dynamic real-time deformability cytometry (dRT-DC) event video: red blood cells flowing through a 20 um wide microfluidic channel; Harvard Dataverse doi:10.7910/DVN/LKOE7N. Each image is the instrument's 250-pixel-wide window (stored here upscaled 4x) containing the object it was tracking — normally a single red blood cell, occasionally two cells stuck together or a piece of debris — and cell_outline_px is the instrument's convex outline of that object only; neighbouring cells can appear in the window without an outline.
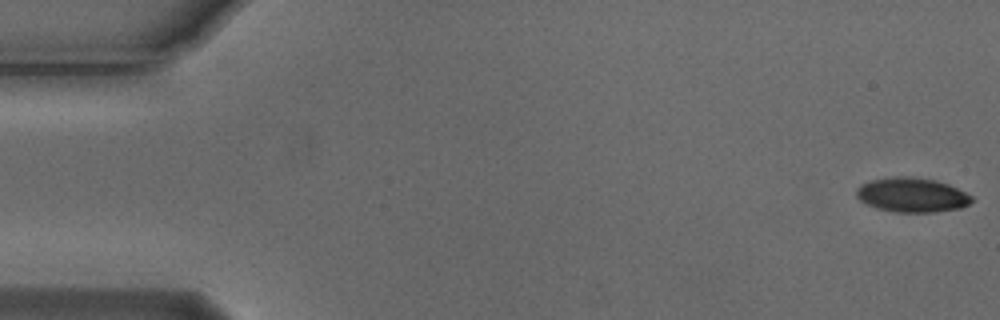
{"species": "Egyptian fruit bat (a non-hibernating species)", "species_latin": "Rousettus aegyptiacus", "temperature_condition": "cold", "stored_images_in_passage": 33, "camera_frame_rate_fps": 3000, "um_per_image_px": 0.085, "animal": {"sex": "male"}, "frame": {"image": 1, "passage_image": 1, "time_ms": 0.0, "image_size_px": [1000, 320], "cell_outline_px": [[972, 200], [968, 204], [960, 208], [932, 212], [892, 212], [876, 208], [860, 200], [856, 196], [856, 188], [860, 184], [872, 180], [896, 176], [908, 176], [936, 180], [948, 184], [972, 196]], "centroid_in_image_um": [77.48, 16.57], "position_along_channel_um": 7.5, "area_um2": 23.06}}
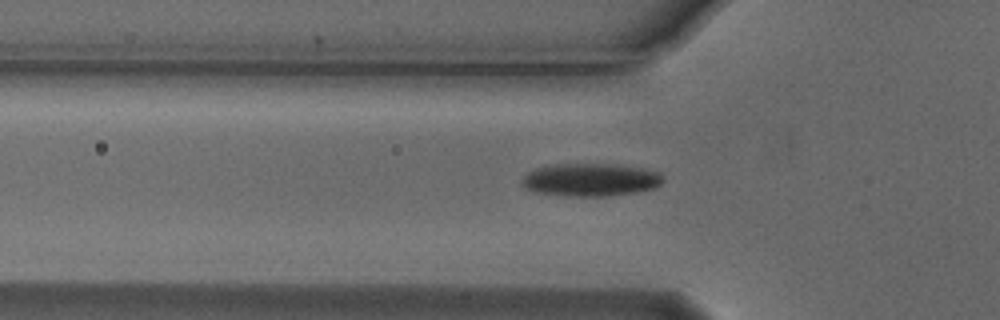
{"frame": {"image": 2, "passage_image": 18, "time_ms": 5.667, "image_size_px": [1000, 320], "cell_outline_px": [[664, 180], [656, 188], [636, 192], [612, 196], [564, 196], [532, 192], [524, 188], [520, 184], [520, 180], [528, 172], [536, 168], [556, 164], [608, 164], [644, 168], [660, 172], [664, 176]], "centroid_in_image_um": [50.19, 15.29], "position_along_channel_um": 75.6, "area_um2": 27.46}}
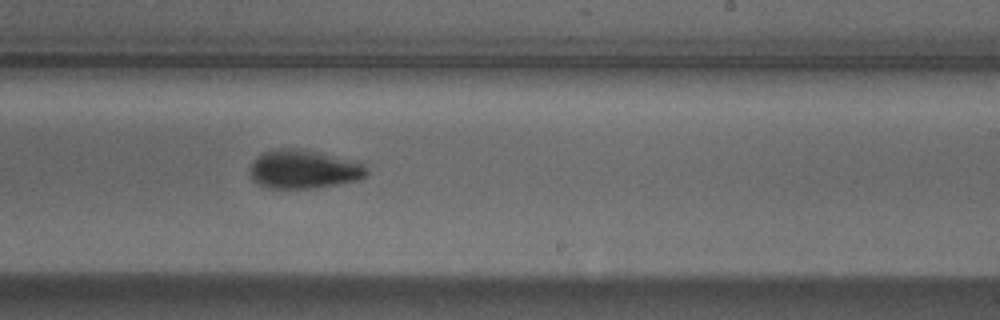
{"frame": {"image": 3, "passage_image": 33, "time_ms": 10.667, "image_size_px": [1000, 320], "cell_outline_px": [[368, 176], [360, 180], [316, 188], [268, 188], [252, 180], [248, 172], [256, 156], [272, 148], [296, 148], [316, 152], [364, 164], [368, 168]], "centroid_in_image_um": [25.79, 14.4], "position_along_channel_um": 263.2, "area_um2": 26.36}}